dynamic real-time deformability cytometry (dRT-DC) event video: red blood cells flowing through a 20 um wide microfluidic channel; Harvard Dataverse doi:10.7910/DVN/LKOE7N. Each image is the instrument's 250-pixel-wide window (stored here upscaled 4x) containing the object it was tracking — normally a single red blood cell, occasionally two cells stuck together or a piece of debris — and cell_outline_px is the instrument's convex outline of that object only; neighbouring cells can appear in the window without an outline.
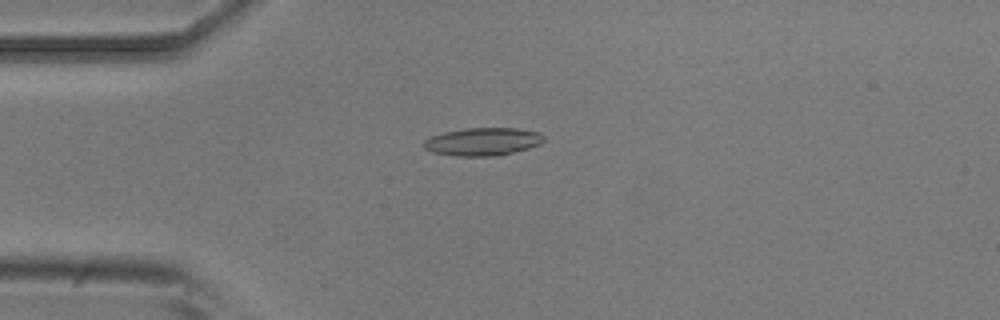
{"species": "common noctule bat (a hibernating species)", "species_latin": "Nyctalus noctula", "temperature_condition": "room temperature", "stored_images_in_passage": 6, "camera_frame_rate_fps": 3000, "um_per_image_px": 0.085, "animal": {"sex": "male", "body_mass_g": 20.5, "forearm_length_mm": 52.5}, "frame": {"image": 1, "passage_image": 2, "time_ms": 1.333, "image_size_px": [1000, 320], "cell_outline_px": [[544, 140], [540, 144], [528, 148], [500, 156], [456, 156], [432, 152], [424, 148], [424, 140], [432, 136], [444, 132], [464, 128], [516, 128], [540, 132], [544, 136]], "centroid_in_image_um": [41.05, 12.04], "position_along_channel_um": 43.9, "area_um2": 19.59}}
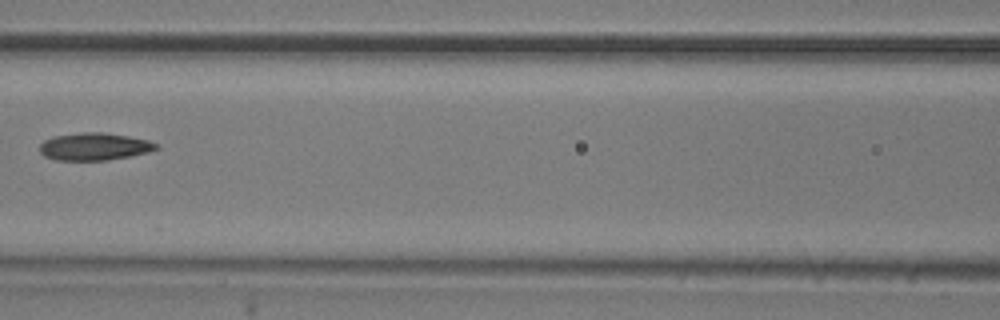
{"frame": {"image": 2, "passage_image": 5, "time_ms": 4.667, "image_size_px": [1000, 320], "cell_outline_px": [[160, 148], [148, 152], [132, 156], [108, 160], [56, 160], [44, 156], [40, 152], [40, 144], [44, 140], [52, 136], [80, 132], [104, 132], [128, 136], [148, 140], [160, 144]], "centroid_in_image_um": [8.04, 12.45], "position_along_channel_um": 158.6, "area_um2": 18.9}}
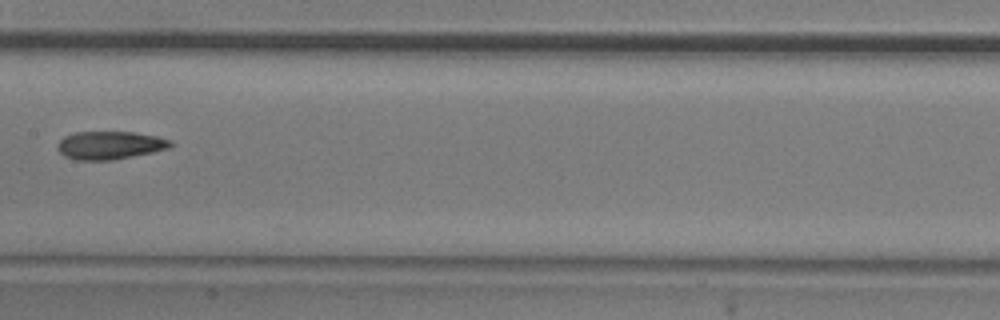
{"frame": {"image": 3, "passage_image": 6, "time_ms": 5.667, "image_size_px": [1000, 320], "cell_outline_px": [[172, 148], [112, 160], [76, 160], [64, 156], [56, 148], [56, 144], [64, 136], [76, 132], [136, 132], [156, 136], [172, 140]], "centroid_in_image_um": [9.33, 12.34], "position_along_channel_um": 198.1, "area_um2": 18.61}}